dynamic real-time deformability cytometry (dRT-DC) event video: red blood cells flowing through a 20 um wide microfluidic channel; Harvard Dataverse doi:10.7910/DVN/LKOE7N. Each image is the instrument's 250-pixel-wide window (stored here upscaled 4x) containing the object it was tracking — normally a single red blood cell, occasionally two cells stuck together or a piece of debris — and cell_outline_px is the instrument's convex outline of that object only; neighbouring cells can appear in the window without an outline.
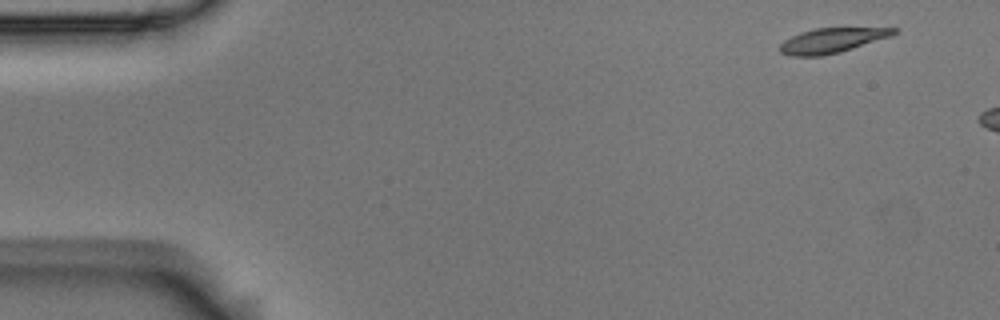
{"species": "Egyptian fruit bat (a non-hibernating species)", "species_latin": "Rousettus aegyptiacus", "temperature_condition": "room temperature", "stored_images_in_passage": 4, "camera_frame_rate_fps": 3000, "um_per_image_px": 0.085, "animal": {"sex": "male"}, "frame": {"image": 1, "passage_image": 1, "time_ms": 0.0, "image_size_px": [1000, 320], "cell_outline_px": [[900, 28], [896, 32], [888, 36], [840, 52], [820, 56], [792, 56], [780, 52], [780, 44], [784, 40], [800, 32], [816, 28]], "centroid_in_image_um": [70.64, 3.44], "position_along_channel_um": 14.4, "area_um2": 16.07}}